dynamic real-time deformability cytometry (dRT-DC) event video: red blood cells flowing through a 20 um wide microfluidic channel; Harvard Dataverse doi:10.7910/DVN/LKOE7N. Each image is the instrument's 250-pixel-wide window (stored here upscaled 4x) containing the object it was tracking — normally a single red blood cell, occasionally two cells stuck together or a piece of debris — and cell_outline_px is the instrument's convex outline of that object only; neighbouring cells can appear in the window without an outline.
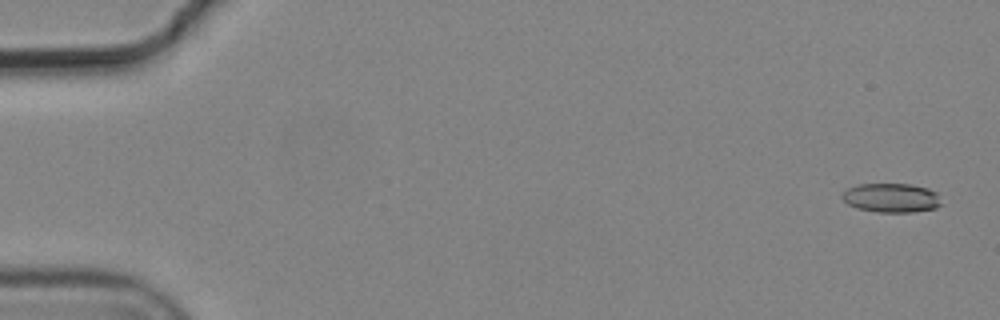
{"species": "common noctule bat (a hibernating species)", "species_latin": "Nyctalus noctula", "temperature_condition": "cold", "stored_images_in_passage": 8, "camera_frame_rate_fps": 3000, "um_per_image_px": 0.085, "animal": {"sex": "male", "body_mass_g": 19.2, "forearm_length_mm": 51.8}, "frame": {"image": 1, "passage_image": 1, "time_ms": 0.0, "image_size_px": [1000, 320], "cell_outline_px": [[940, 204], [936, 208], [912, 212], [876, 212], [856, 208], [848, 204], [840, 196], [848, 188], [860, 184], [908, 184], [928, 188], [936, 192]], "centroid_in_image_um": [75.74, 16.82], "position_along_channel_um": 9.3, "area_um2": 16.7}}
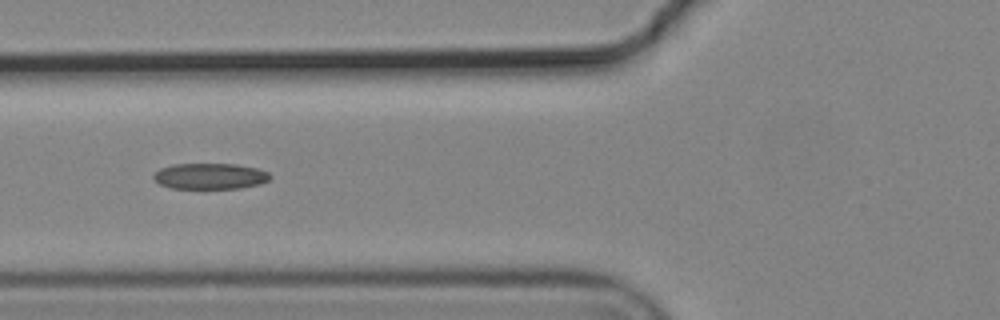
{"frame": {"image": 2, "passage_image": 6, "time_ms": 1.667, "image_size_px": [1000, 320], "cell_outline_px": [[272, 176], [268, 180], [260, 184], [240, 188], [172, 188], [160, 184], [152, 176], [160, 168], [172, 164], [236, 164], [256, 168], [268, 172]], "centroid_in_image_um": [17.87, 14.97], "position_along_channel_um": 107.9, "area_um2": 17.51}}
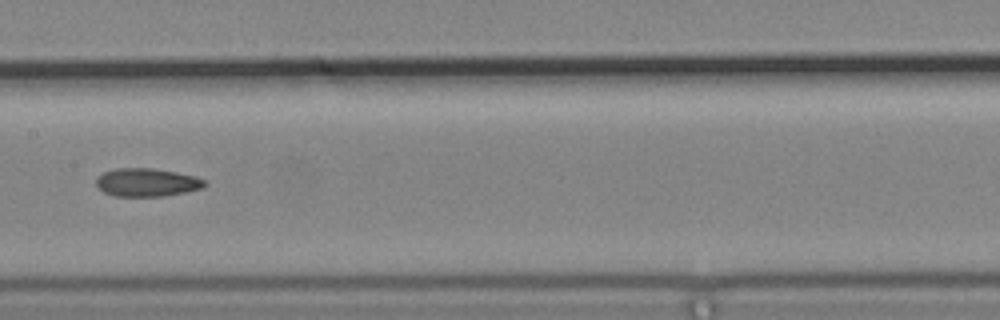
{"frame": {"image": 3, "passage_image": 8, "time_ms": 2.333, "image_size_px": [1000, 320], "cell_outline_px": [[208, 184], [204, 188], [164, 196], [116, 196], [104, 192], [96, 184], [96, 176], [104, 172], [116, 168], [152, 168], [176, 172], [196, 176], [204, 180]], "centroid_in_image_um": [12.5, 15.5], "position_along_channel_um": 194.9, "area_um2": 17.86}}